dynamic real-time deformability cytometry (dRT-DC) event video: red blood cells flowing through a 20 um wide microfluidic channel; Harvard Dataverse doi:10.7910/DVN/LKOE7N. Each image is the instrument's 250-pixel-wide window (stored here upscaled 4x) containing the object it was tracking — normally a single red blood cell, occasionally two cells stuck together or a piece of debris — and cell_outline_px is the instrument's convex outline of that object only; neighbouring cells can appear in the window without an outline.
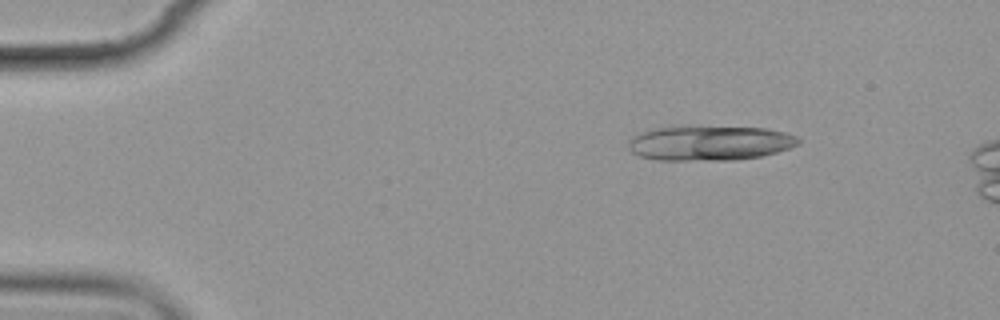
{"species": "common noctule bat (a hibernating species)", "species_latin": "Nyctalus noctula", "temperature_condition": "cold", "stored_images_in_passage": 4, "camera_frame_rate_fps": 3000, "um_per_image_px": 0.085, "animal": {"sex": "female", "body_mass_g": 19.9}, "frame": {"image": 1, "passage_image": 3, "time_ms": 2.333, "image_size_px": [1000, 320], "cell_outline_px": [[800, 144], [776, 152], [760, 156], [736, 160], [656, 160], [640, 156], [632, 152], [628, 148], [628, 140], [636, 132], [672, 124], [768, 128], [784, 132], [796, 136], [800, 140]], "centroid_in_image_um": [60.24, 12.12], "position_along_channel_um": 24.8, "area_um2": 35.66}}